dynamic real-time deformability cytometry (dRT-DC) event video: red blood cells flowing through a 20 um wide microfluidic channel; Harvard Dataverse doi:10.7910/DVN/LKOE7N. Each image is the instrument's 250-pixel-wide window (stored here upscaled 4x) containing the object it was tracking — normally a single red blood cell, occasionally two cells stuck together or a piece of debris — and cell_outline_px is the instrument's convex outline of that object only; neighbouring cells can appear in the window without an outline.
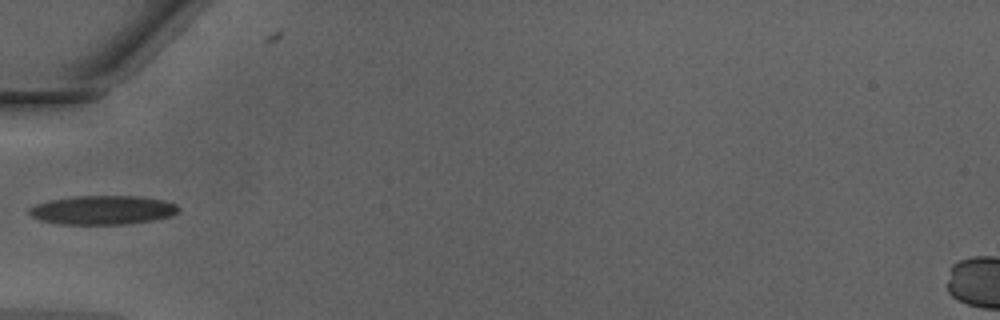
{"species": "Egyptian fruit bat (a non-hibernating species)", "species_latin": "Rousettus aegyptiacus", "temperature_condition": "warm", "stored_images_in_passage": 5, "camera_frame_rate_fps": 3000, "um_per_image_px": 0.085, "animal": {"sex": "male"}, "frame": {"image": 1, "passage_image": 1, "time_ms": 0.0, "image_size_px": [1000, 320], "cell_outline_px": [[180, 208], [172, 216], [152, 220], [128, 224], [60, 224], [40, 220], [32, 216], [28, 212], [28, 208], [32, 204], [48, 200], [76, 196], [140, 196], [164, 200], [176, 204]], "centroid_in_image_um": [8.7, 17.85], "position_along_channel_um": 76.3, "area_um2": 25.37}}
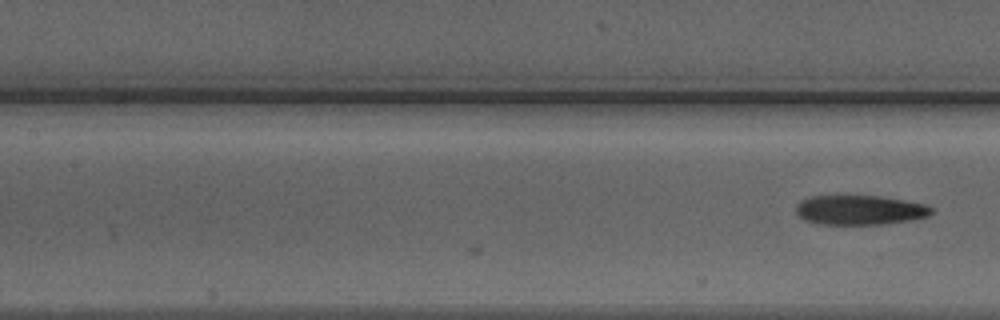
{"frame": {"image": 2, "passage_image": 5, "time_ms": 1.333, "image_size_px": [1000, 320], "cell_outline_px": [[932, 212], [928, 216], [912, 220], [884, 224], [820, 224], [804, 220], [796, 212], [796, 204], [800, 200], [812, 196], [880, 196], [904, 200], [924, 204], [932, 208]], "centroid_in_image_um": [73.07, 17.85], "position_along_channel_um": 134.3, "area_um2": 23.29}}